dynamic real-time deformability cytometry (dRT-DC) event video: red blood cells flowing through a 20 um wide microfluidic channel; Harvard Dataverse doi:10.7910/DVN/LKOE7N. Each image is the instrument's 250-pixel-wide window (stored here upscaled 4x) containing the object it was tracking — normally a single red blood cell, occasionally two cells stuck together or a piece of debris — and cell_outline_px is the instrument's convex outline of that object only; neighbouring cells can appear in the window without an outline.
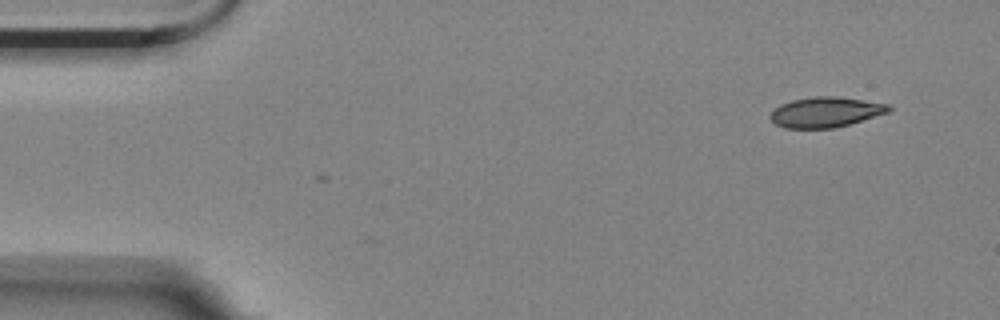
{"species": "Egyptian fruit bat (a non-hibernating species)", "species_latin": "Rousettus aegyptiacus", "temperature_condition": "room temperature", "stored_images_in_passage": 3, "camera_frame_rate_fps": 3000, "um_per_image_px": 0.085, "animal": {"sex": "female"}, "frame": {"image": 1, "passage_image": 3, "time_ms": 0.667, "image_size_px": [1000, 320], "cell_outline_px": [[892, 108], [888, 112], [848, 124], [832, 128], [784, 128], [776, 124], [768, 116], [780, 104], [792, 100], [812, 96], [836, 96], [864, 100], [888, 104]], "centroid_in_image_um": [70.15, 9.52], "position_along_channel_um": 14.9, "area_um2": 20.69}}